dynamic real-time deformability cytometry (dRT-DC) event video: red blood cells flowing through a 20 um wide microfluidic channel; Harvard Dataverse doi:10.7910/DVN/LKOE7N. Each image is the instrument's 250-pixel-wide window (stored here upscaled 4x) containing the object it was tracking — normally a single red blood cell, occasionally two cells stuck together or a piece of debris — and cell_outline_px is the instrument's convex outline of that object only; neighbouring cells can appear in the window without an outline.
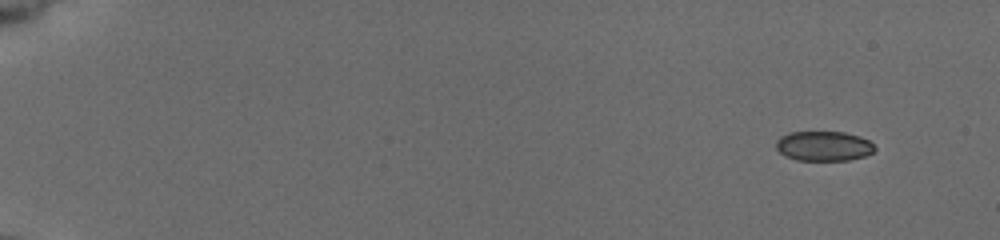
{"species": "common noctule bat (a hibernating species)", "species_latin": "Nyctalus noctula", "temperature_condition": "cold", "stored_images_in_passage": 21, "camera_frame_rate_fps": 3000, "um_per_image_px": 0.085, "animal": {"sex": "female", "body_mass_g": 19.5, "forearm_length_mm": 54.1}, "frame": {"image": 1, "passage_image": 1, "time_ms": 0.0, "image_size_px": [1000, 240], "cell_outline_px": [[876, 148], [872, 152], [864, 156], [848, 160], [796, 160], [784, 156], [776, 148], [776, 140], [780, 136], [788, 132], [844, 132], [860, 136], [868, 140]], "centroid_in_image_um": [69.98, 12.41], "position_along_channel_um": 15.0, "area_um2": 17.17}}
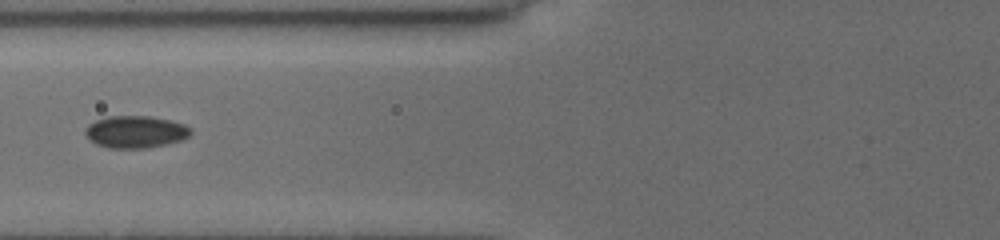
{"frame": {"image": 2, "passage_image": 15, "time_ms": 7.0, "image_size_px": [1000, 240], "cell_outline_px": [[192, 132], [184, 140], [148, 148], [108, 148], [96, 144], [84, 132], [84, 128], [88, 124], [96, 120], [108, 116], [148, 116], [172, 120], [184, 124], [192, 128]], "centroid_in_image_um": [11.55, 11.2], "position_along_channel_um": 114.3, "area_um2": 19.94}}
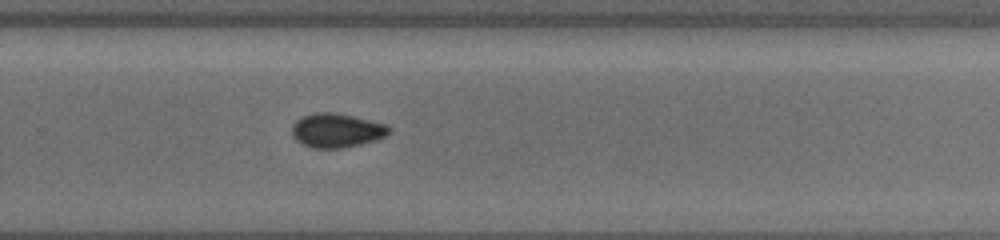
{"frame": {"image": 3, "passage_image": 21, "time_ms": 12.0, "image_size_px": [1000, 240], "cell_outline_px": [[392, 132], [388, 136], [376, 140], [344, 148], [312, 148], [300, 144], [292, 136], [292, 124], [296, 120], [304, 116], [316, 112], [336, 112], [388, 124], [392, 128]], "centroid_in_image_um": [28.65, 11.09], "position_along_channel_um": 301.2, "area_um2": 19.71}}